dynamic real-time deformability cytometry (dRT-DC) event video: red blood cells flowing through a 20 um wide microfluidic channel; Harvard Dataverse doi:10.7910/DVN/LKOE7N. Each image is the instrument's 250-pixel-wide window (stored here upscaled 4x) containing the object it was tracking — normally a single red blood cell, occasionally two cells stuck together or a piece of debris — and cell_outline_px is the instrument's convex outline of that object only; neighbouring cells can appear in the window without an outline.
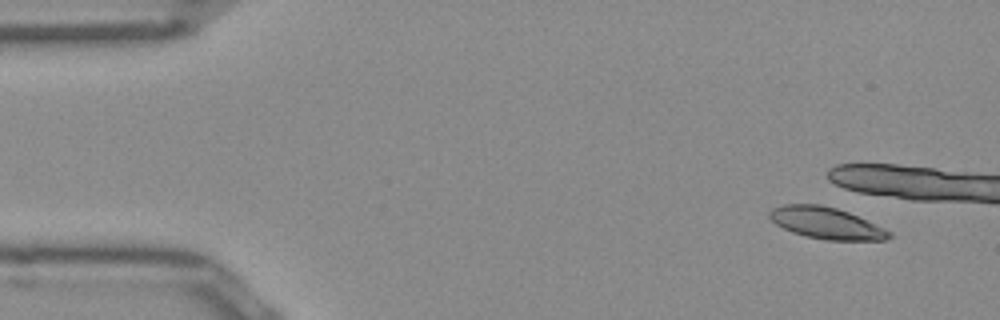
{"species": "Egyptian fruit bat (a non-hibernating species)", "species_latin": "Rousettus aegyptiacus", "temperature_condition": "room temperature", "stored_images_in_passage": 7, "camera_frame_rate_fps": 3000, "um_per_image_px": 0.085, "frame": {"image": 1, "passage_image": 3, "time_ms": 0.667, "image_size_px": [1000, 320], "cell_outline_px": [[892, 236], [884, 240], [828, 240], [804, 236], [792, 232], [776, 224], [768, 216], [768, 212], [772, 208], [784, 204], [820, 204], [836, 208], [848, 212], [884, 228], [892, 232]], "centroid_in_image_um": [70.21, 18.96], "position_along_channel_um": 14.8, "area_um2": 21.96}}